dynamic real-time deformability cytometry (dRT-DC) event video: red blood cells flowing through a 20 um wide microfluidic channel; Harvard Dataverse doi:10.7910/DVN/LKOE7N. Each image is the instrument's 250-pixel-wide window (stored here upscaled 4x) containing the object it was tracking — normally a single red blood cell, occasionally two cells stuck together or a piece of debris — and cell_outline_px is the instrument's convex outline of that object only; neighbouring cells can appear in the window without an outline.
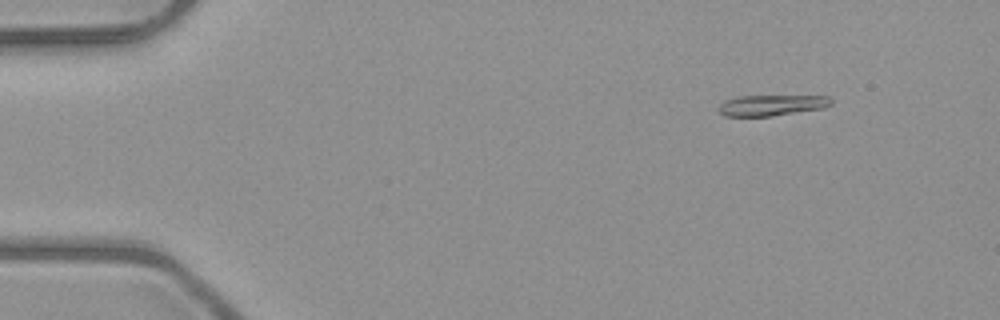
{"species": "common noctule bat (a hibernating species)", "species_latin": "Nyctalus noctula", "temperature_condition": "room temperature", "stored_images_in_passage": 4, "camera_frame_rate_fps": 3000, "um_per_image_px": 0.085, "animal": {"sex": "male", "body_mass_g": 23.1, "forearm_length_mm": 52.7}, "frame": {"image": 1, "passage_image": 2, "time_ms": 1.333, "image_size_px": [1000, 320], "cell_outline_px": [[832, 104], [824, 108], [772, 116], [724, 116], [716, 108], [724, 100], [740, 96], [828, 96], [832, 100]], "centroid_in_image_um": [65.57, 8.95], "position_along_channel_um": 19.4, "area_um2": 13.7}}
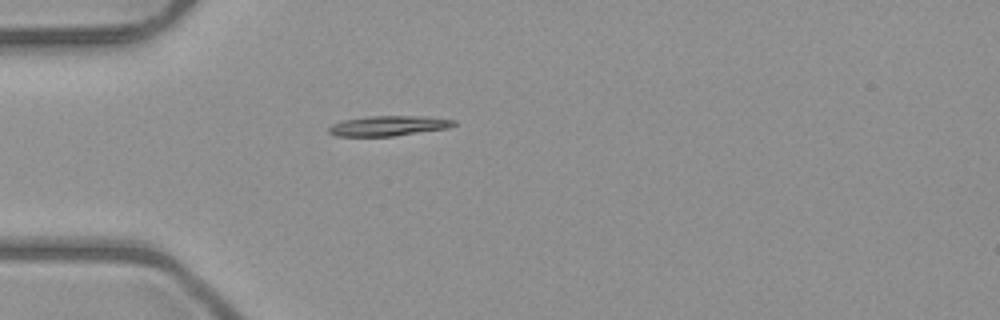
{"frame": {"image": 2, "passage_image": 4, "time_ms": 4.333, "image_size_px": [1000, 320], "cell_outline_px": [[456, 124], [448, 128], [392, 136], [336, 136], [328, 132], [328, 128], [332, 124], [344, 120], [368, 116], [424, 116], [456, 120]], "centroid_in_image_um": [33.01, 10.69], "position_along_channel_um": 52.0, "area_um2": 14.57}}